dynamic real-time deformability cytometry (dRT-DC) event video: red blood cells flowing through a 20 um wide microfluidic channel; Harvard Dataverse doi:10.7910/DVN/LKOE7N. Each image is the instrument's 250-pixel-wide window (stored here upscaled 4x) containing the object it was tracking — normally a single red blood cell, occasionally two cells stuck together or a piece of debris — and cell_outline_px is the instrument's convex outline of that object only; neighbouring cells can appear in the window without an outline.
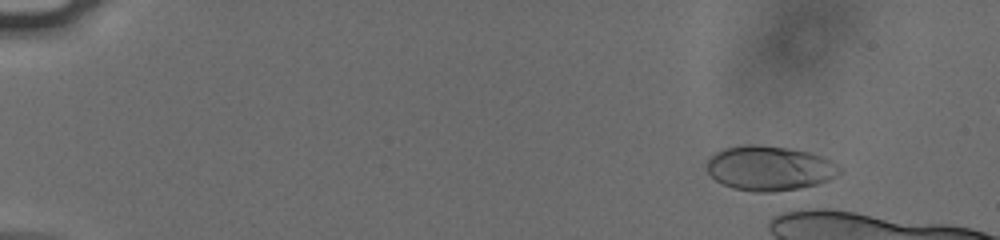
{"species": "human", "species_latin": "Homo sapiens", "temperature_condition": "cold", "stored_images_in_passage": 11, "camera_frame_rate_fps": 3000, "um_per_image_px": 0.085, "donor": {"sex": "male"}, "frame": {"image": 1, "passage_image": 7, "time_ms": 2.0, "image_size_px": [1000, 240], "cell_outline_px": [[840, 172], [828, 180], [816, 184], [800, 188], [772, 192], [756, 192], [732, 188], [716, 180], [708, 172], [704, 164], [716, 152], [724, 148], [744, 144], [760, 144], [788, 148], [808, 152], [820, 156], [836, 164], [840, 168]], "centroid_in_image_um": [65.35, 14.29], "position_along_channel_um": 19.6, "area_um2": 34.45}}